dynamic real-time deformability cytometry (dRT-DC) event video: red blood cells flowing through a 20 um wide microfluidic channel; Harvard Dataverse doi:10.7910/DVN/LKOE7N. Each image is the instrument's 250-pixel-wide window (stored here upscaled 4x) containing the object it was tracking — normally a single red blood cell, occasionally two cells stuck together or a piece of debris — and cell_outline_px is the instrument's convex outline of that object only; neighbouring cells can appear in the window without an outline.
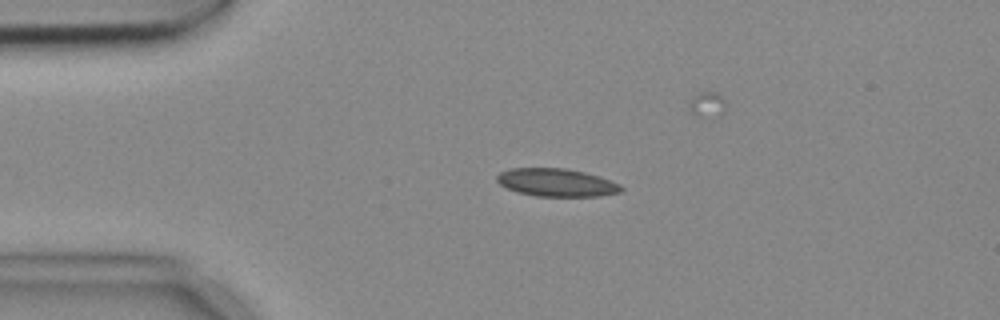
{"species": "common noctule bat (a hibernating species)", "species_latin": "Nyctalus noctula", "temperature_condition": "cold", "stored_images_in_passage": 1, "camera_frame_rate_fps": 3000, "um_per_image_px": 0.085, "animal": {"sex": "female", "body_mass_g": 18.4}, "frame": {"image": 1, "passage_image": 1, "time_ms": 0.0, "image_size_px": [1000, 320], "cell_outline_px": [[624, 188], [620, 192], [600, 196], [536, 196], [520, 192], [508, 188], [500, 184], [496, 180], [496, 176], [500, 172], [512, 168], [564, 168], [584, 172], [620, 184]], "centroid_in_image_um": [47.29, 15.51], "position_along_channel_um": 37.7, "area_um2": 19.94}}